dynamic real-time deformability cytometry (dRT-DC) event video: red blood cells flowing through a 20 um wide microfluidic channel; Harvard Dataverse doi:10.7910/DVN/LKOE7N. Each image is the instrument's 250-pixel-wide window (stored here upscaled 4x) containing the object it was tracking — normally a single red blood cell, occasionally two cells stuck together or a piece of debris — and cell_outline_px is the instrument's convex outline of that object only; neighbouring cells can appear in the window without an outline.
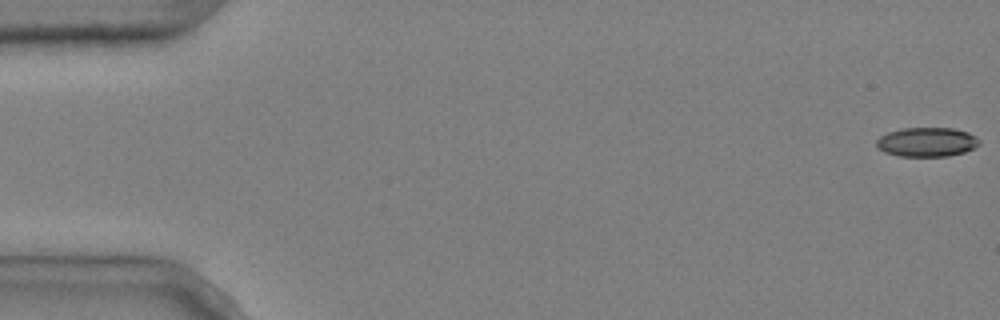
{"species": "common noctule bat (a hibernating species)", "species_latin": "Nyctalus noctula", "temperature_condition": "cold", "stored_images_in_passage": 8, "camera_frame_rate_fps": 3000, "um_per_image_px": 0.085, "animal": {"sex": "male", "body_mass_g": 20.4}, "frame": {"image": 1, "passage_image": 1, "time_ms": 0.0, "image_size_px": [1000, 320], "cell_outline_px": [[980, 144], [964, 152], [948, 156], [900, 156], [884, 152], [876, 144], [876, 140], [880, 136], [888, 132], [900, 128], [952, 128], [968, 132], [976, 136], [980, 140]], "centroid_in_image_um": [78.79, 12.06], "position_along_channel_um": 6.2, "area_um2": 17.51}}
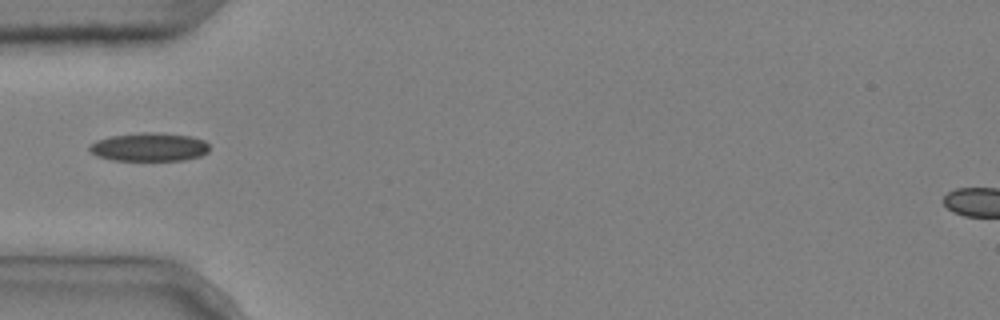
{"frame": {"image": 2, "passage_image": 5, "time_ms": 1.333, "image_size_px": [1000, 320], "cell_outline_px": [[208, 152], [200, 156], [184, 160], [112, 160], [96, 156], [88, 148], [96, 140], [112, 136], [144, 132], [152, 132], [192, 136], [204, 140], [208, 144]], "centroid_in_image_um": [12.7, 12.5], "position_along_channel_um": 72.3, "area_um2": 19.77}}